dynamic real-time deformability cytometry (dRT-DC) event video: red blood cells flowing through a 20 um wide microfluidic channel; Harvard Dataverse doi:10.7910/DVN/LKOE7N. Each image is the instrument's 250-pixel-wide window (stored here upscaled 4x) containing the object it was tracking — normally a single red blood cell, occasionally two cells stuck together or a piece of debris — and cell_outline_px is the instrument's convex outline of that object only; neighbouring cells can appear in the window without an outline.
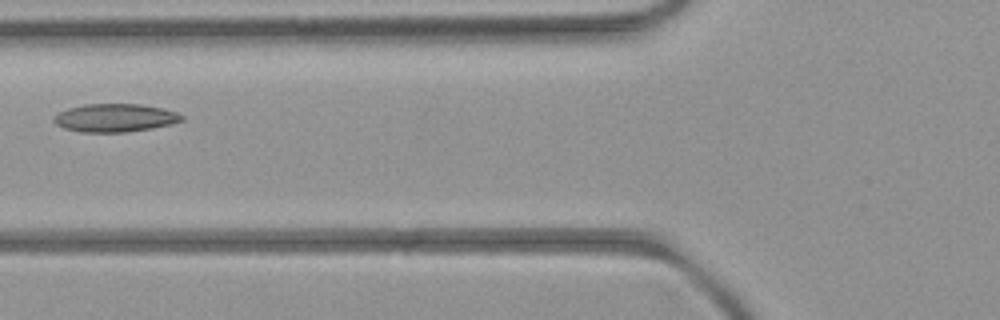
{"species": "common noctule bat (a hibernating species)", "species_latin": "Nyctalus noctula", "temperature_condition": "room temperature", "stored_images_in_passage": 4, "camera_frame_rate_fps": 3000, "um_per_image_px": 0.085, "animal": {"sex": "female", "body_mass_g": 21.9}, "frame": {"image": 1, "passage_image": 3, "time_ms": 2.333, "image_size_px": [1000, 320], "cell_outline_px": [[184, 120], [172, 124], [152, 128], [124, 132], [84, 132], [64, 128], [56, 124], [52, 120], [52, 116], [68, 108], [84, 104], [140, 104], [164, 108], [176, 112], [184, 116]], "centroid_in_image_um": [9.79, 10.01], "position_along_channel_um": 116.0, "area_um2": 21.04}}
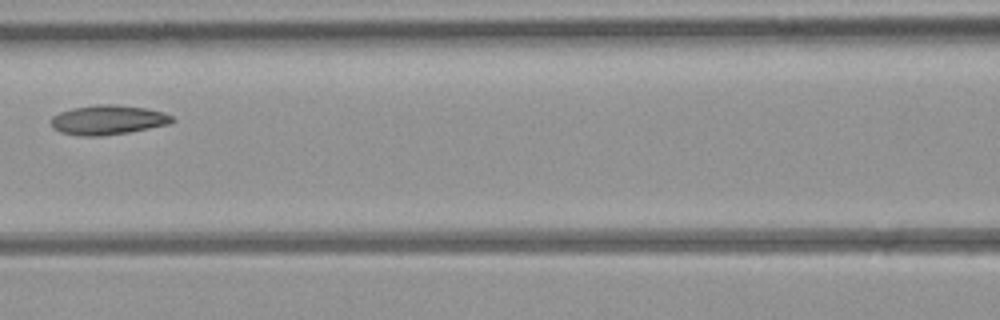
{"frame": {"image": 2, "passage_image": 4, "time_ms": 3.333, "image_size_px": [1000, 320], "cell_outline_px": [[176, 120], [168, 124], [128, 132], [100, 136], [84, 136], [60, 132], [52, 128], [52, 116], [60, 112], [72, 108], [96, 104], [116, 104], [144, 108], [164, 112], [172, 116]], "centroid_in_image_um": [9.17, 10.18], "position_along_channel_um": 157.4, "area_um2": 20.75}}